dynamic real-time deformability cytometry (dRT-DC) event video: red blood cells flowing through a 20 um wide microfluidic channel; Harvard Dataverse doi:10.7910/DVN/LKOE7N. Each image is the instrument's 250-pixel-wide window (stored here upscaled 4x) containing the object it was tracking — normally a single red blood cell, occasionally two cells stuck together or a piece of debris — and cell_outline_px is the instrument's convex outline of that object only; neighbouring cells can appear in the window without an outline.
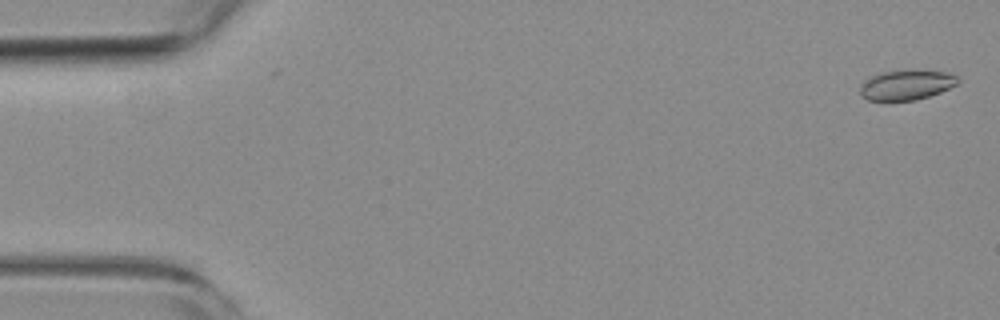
{"species": "common noctule bat (a hibernating species)", "species_latin": "Nyctalus noctula", "temperature_condition": "room temperature", "stored_images_in_passage": 5, "camera_frame_rate_fps": 3000, "um_per_image_px": 0.085, "animal": {"sex": "female", "body_mass_g": 19.3, "forearm_length_mm": 54.1}, "frame": {"image": 1, "passage_image": 1, "time_ms": 0.0, "image_size_px": [1000, 320], "cell_outline_px": [[960, 80], [956, 84], [940, 92], [916, 100], [868, 100], [860, 96], [860, 84], [868, 76], [880, 72], [920, 68], [944, 72], [956, 76]], "centroid_in_image_um": [77.0, 7.18], "position_along_channel_um": 8.0, "area_um2": 17.46}}